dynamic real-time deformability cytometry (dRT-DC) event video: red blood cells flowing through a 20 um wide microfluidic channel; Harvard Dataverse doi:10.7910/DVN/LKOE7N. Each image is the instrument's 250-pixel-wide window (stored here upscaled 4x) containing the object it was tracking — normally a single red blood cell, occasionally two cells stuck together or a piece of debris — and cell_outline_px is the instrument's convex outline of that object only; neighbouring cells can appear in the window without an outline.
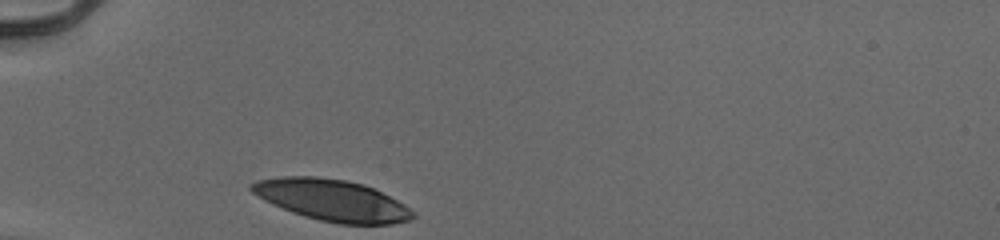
{"species": "human", "species_latin": "Homo sapiens", "temperature_condition": "cold", "stored_images_in_passage": 28, "camera_frame_rate_fps": 3000, "um_per_image_px": 0.085, "donor": {"sex": "male"}, "frame": {"image": 1, "passage_image": 1, "time_ms": 0.0, "image_size_px": [1000, 240], "cell_outline_px": [[416, 216], [412, 220], [392, 224], [340, 224], [320, 220], [304, 216], [292, 212], [272, 204], [264, 200], [252, 192], [248, 188], [248, 184], [256, 180], [280, 176], [316, 176], [344, 180], [364, 184], [404, 204], [416, 212]], "centroid_in_image_um": [28.21, 17.01], "position_along_channel_um": 56.8, "area_um2": 39.02}}
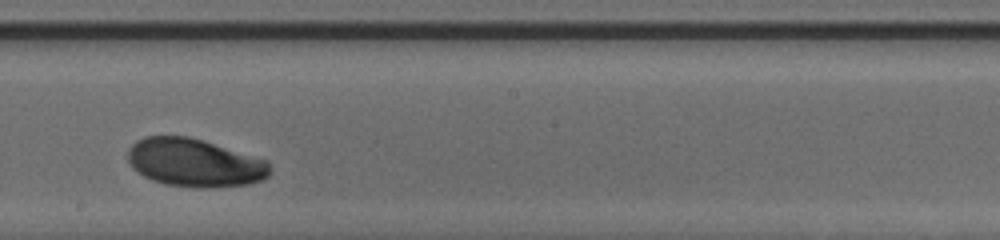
{"frame": {"image": 2, "passage_image": 16, "time_ms": 5.0, "image_size_px": [1000, 240], "cell_outline_px": [[272, 172], [264, 180], [248, 184], [212, 188], [192, 188], [164, 184], [152, 180], [144, 176], [132, 168], [128, 160], [128, 148], [136, 140], [144, 136], [188, 136], [204, 140], [268, 160], [272, 168]], "centroid_in_image_um": [16.57, 13.84], "position_along_channel_um": 231.6, "area_um2": 40.52}}
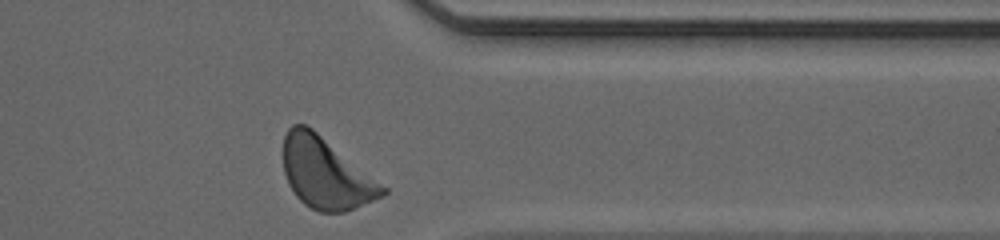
{"frame": {"image": 3, "passage_image": 28, "time_ms": 9.0, "image_size_px": [1000, 240], "cell_outline_px": [[388, 192], [384, 196], [344, 212], [320, 212], [304, 204], [296, 196], [288, 184], [284, 172], [284, 136], [288, 128], [292, 124], [304, 124], [312, 128], [388, 188]], "centroid_in_image_um": [27.69, 14.73], "position_along_channel_um": 383.7, "area_um2": 40.81}, "authors_computed_cell_mechanics": {"area_um2": 39.8242, "velocity_mm_per_s": 3.8761, "shape_relaxation_time_tau1_ms": 6.1559, "shape_relaxation_time_tau2_ms": null, "deformation_change_tau1": 0.2316, "deformation_change_tau2": null}}